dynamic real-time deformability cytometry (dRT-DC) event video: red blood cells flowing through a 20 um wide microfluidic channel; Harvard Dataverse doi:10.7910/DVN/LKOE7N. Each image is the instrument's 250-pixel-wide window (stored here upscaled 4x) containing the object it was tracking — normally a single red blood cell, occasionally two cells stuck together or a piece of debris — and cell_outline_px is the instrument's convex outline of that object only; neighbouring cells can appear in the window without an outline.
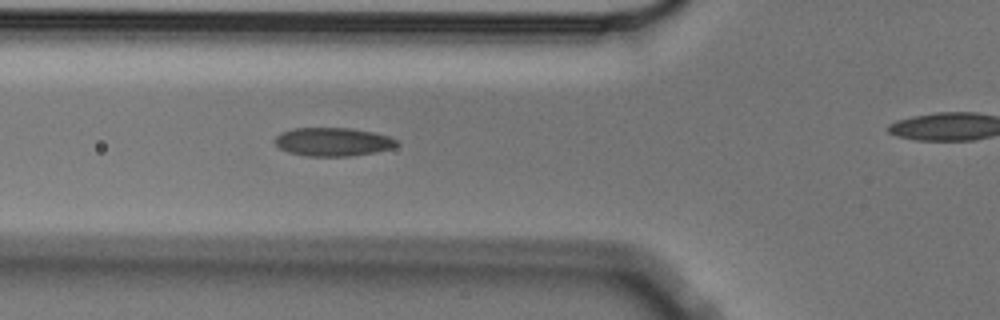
{"species": "Egyptian fruit bat (a non-hibernating species)", "species_latin": "Rousettus aegyptiacus", "temperature_condition": "cold", "stored_images_in_passage": 5, "segment_of_instrument_passage": [1, 2], "camera_frame_rate_fps": 3000, "um_per_image_px": 0.085, "animal": {"sex": "male"}, "frame": {"image": 1, "passage_image": 4, "time_ms": 1.0, "image_size_px": [1000, 320], "cell_outline_px": [[400, 144], [392, 148], [376, 152], [348, 156], [308, 156], [288, 152], [280, 148], [272, 140], [280, 132], [292, 128], [352, 128], [376, 132], [388, 136], [396, 140]], "centroid_in_image_um": [28.29, 12.05], "position_along_channel_um": 97.5, "area_um2": 20.4}}